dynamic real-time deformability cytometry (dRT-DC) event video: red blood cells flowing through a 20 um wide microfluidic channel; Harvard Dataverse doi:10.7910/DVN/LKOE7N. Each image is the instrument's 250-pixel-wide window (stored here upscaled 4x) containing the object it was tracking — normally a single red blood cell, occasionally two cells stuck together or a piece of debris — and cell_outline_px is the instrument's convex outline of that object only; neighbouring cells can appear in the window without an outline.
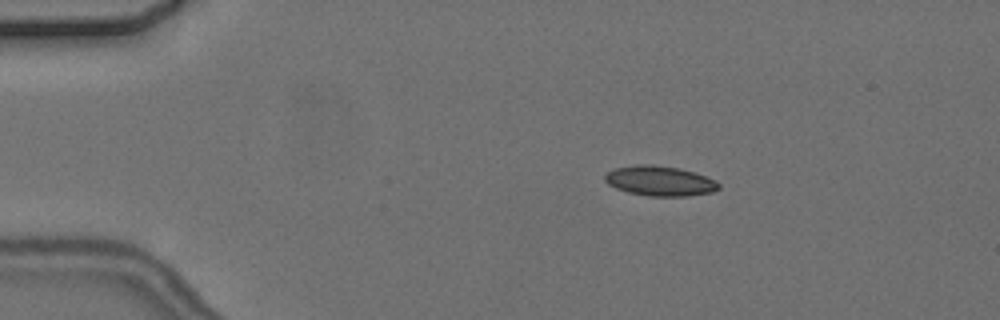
{"species": "common noctule bat (a hibernating species)", "species_latin": "Nyctalus noctula", "temperature_condition": "cold", "stored_images_in_passage": 6, "camera_frame_rate_fps": 3000, "um_per_image_px": 0.085, "animal": {"sex": "female", "body_mass_g": 24.6, "forearm_length_mm": 56.2}, "frame": {"image": 1, "passage_image": 3, "time_ms": 2.333, "image_size_px": [1000, 320], "cell_outline_px": [[720, 188], [712, 192], [688, 196], [648, 196], [628, 192], [616, 188], [608, 184], [604, 180], [604, 176], [608, 172], [616, 168], [636, 164], [652, 164], [680, 168], [708, 176], [716, 180], [720, 184]], "centroid_in_image_um": [56.12, 15.37], "position_along_channel_um": 28.9, "area_um2": 20.06}}
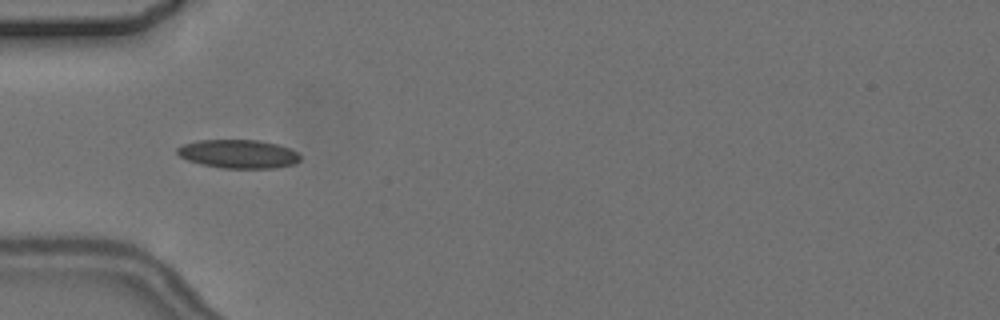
{"frame": {"image": 2, "passage_image": 5, "time_ms": 5.0, "image_size_px": [1000, 320], "cell_outline_px": [[300, 160], [296, 164], [276, 168], [220, 168], [200, 164], [188, 160], [180, 156], [176, 152], [176, 148], [184, 144], [196, 140], [256, 140], [276, 144], [288, 148], [296, 152], [300, 156]], "centroid_in_image_um": [20.25, 13.09], "position_along_channel_um": 64.8, "area_um2": 20.52}}
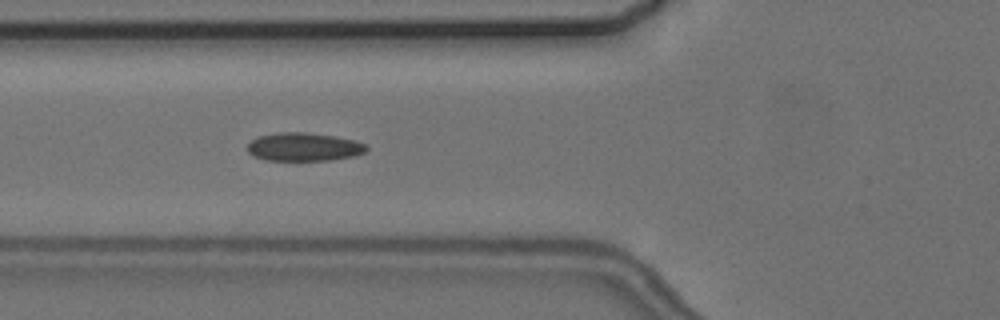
{"frame": {"image": 3, "passage_image": 6, "time_ms": 6.0, "image_size_px": [1000, 320], "cell_outline_px": [[368, 148], [364, 152], [356, 156], [332, 160], [264, 160], [252, 156], [248, 152], [248, 144], [256, 136], [276, 132], [308, 132], [336, 136], [356, 140], [368, 144]], "centroid_in_image_um": [25.84, 12.48], "position_along_channel_um": 100.0, "area_um2": 20.06}}